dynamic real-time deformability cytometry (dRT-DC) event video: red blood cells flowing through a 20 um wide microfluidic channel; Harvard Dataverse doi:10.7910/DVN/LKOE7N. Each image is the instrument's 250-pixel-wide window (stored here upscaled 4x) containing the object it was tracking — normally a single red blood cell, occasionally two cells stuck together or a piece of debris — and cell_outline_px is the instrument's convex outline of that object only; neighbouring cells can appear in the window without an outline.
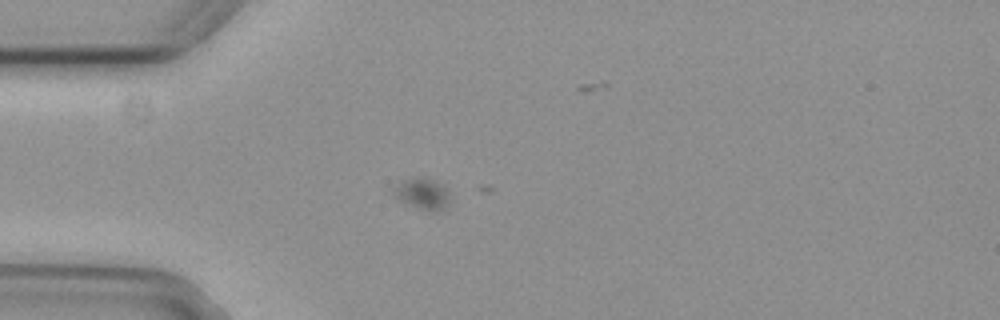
{"species": "common noctule bat (a hibernating species)", "species_latin": "Nyctalus noctula", "temperature_condition": "cold", "stored_images_in_passage": 3, "camera_frame_rate_fps": 3000, "um_per_image_px": 0.085, "animal": {"sex": "female", "body_mass_g": 29.2, "forearm_length_mm": 56.3}, "frame": {"image": 1, "passage_image": 3, "time_ms": 0.667, "image_size_px": [1000, 320], "cell_outline_px": [[448, 204], [440, 212], [432, 212], [420, 208], [400, 200], [392, 192], [392, 188], [396, 184], [412, 176], [424, 176], [436, 180], [444, 184], [448, 192]], "centroid_in_image_um": [35.92, 16.42], "position_along_channel_um": 49.1, "area_um2": 10.46}}